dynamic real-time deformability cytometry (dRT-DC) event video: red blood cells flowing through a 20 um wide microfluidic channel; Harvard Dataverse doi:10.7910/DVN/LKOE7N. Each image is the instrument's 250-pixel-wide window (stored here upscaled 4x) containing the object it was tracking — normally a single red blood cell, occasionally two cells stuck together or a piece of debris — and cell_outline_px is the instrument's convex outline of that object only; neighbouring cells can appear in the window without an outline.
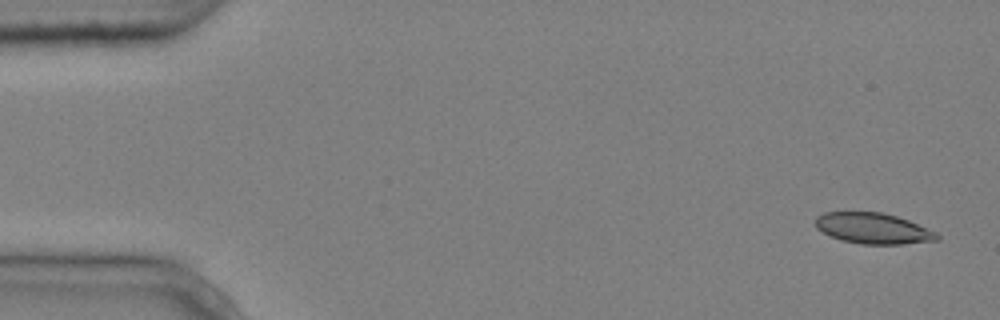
{"species": "common noctule bat (a hibernating species)", "species_latin": "Nyctalus noctula", "temperature_condition": "cold", "stored_images_in_passage": 4, "camera_frame_rate_fps": 3000, "um_per_image_px": 0.085, "animal": {"sex": "male", "body_mass_g": 20.4}, "frame": {"image": 1, "passage_image": 1, "time_ms": 0.0, "image_size_px": [1000, 320], "cell_outline_px": [[940, 240], [900, 244], [860, 244], [840, 240], [816, 228], [816, 216], [824, 212], [880, 212], [896, 216], [908, 220], [936, 232], [940, 236]], "centroid_in_image_um": [74.22, 19.41], "position_along_channel_um": 10.8, "area_um2": 21.73}}
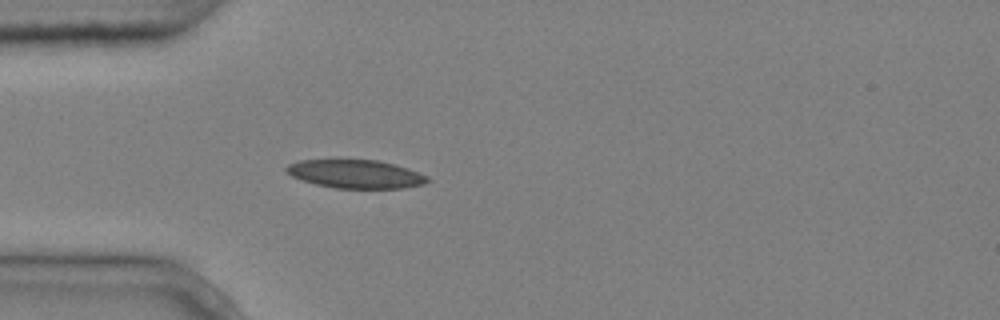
{"frame": {"image": 2, "passage_image": 4, "time_ms": 1.0, "image_size_px": [1000, 320], "cell_outline_px": [[432, 180], [424, 184], [404, 188], [336, 188], [316, 184], [292, 176], [284, 168], [288, 164], [300, 160], [376, 160], [408, 168], [428, 176]], "centroid_in_image_um": [30.27, 14.79], "position_along_channel_um": 54.7, "area_um2": 23.18}}